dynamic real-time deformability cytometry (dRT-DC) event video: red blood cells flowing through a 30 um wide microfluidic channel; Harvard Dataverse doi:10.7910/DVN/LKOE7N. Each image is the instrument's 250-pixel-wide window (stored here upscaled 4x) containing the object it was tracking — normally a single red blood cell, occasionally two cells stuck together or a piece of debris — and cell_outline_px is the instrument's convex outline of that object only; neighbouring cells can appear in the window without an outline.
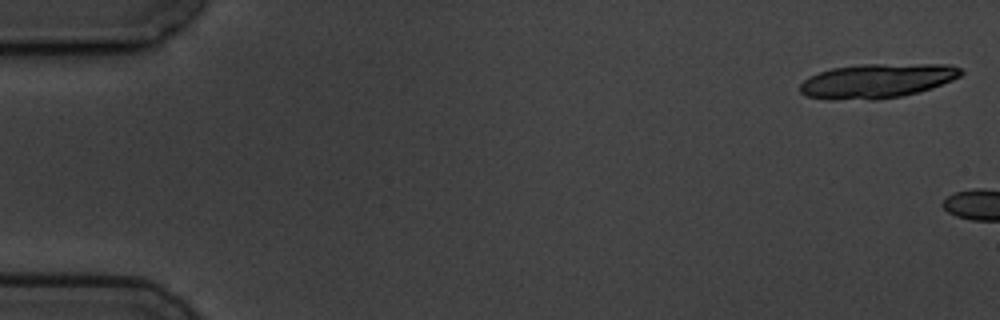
{"species": "common noctule bat (a hibernating species)", "species_latin": "Nyctalus noctula", "temperature_condition": "cold", "stored_images_in_passage": 6, "camera_frame_rate_fps": 3000, "um_per_image_px": 0.085, "animal": {"sex": "male", "body_mass_g": 19.5, "forearm_length_mm": 54.6}, "frame": {"image": 1, "passage_image": 1, "time_ms": 0.0, "image_size_px": [1000, 320], "cell_outline_px": [[964, 72], [960, 76], [952, 80], [932, 88], [900, 96], [876, 100], [868, 100], [808, 96], [800, 92], [800, 84], [808, 76], [832, 68], [860, 64], [948, 64], [960, 68]], "centroid_in_image_um": [74.59, 6.85], "position_along_channel_um": 10.4, "area_um2": 31.85}}